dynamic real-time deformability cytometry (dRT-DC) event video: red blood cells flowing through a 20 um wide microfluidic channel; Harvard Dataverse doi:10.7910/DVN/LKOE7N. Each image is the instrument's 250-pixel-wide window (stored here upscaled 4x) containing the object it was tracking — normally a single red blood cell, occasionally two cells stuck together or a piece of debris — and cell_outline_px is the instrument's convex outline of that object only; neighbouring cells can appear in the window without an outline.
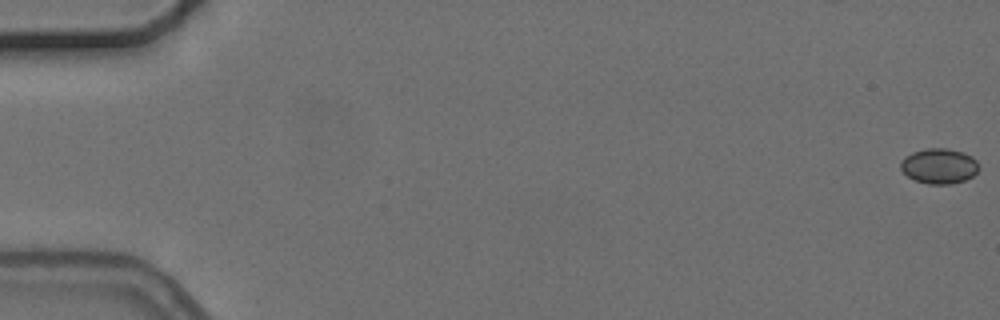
{"species": "common noctule bat (a hibernating species)", "species_latin": "Nyctalus noctula", "temperature_condition": "cold", "stored_images_in_passage": 5, "camera_frame_rate_fps": 3000, "um_per_image_px": 0.085, "animal": {"sex": "female", "body_mass_g": 24.6, "forearm_length_mm": 56.2}, "frame": {"image": 1, "passage_image": 1, "time_ms": 0.0, "image_size_px": [1000, 320], "cell_outline_px": [[980, 168], [972, 176], [964, 180], [952, 184], [928, 184], [916, 180], [908, 176], [900, 168], [900, 164], [904, 156], [912, 152], [928, 148], [944, 148], [960, 152], [972, 156], [976, 160]], "centroid_in_image_um": [79.82, 14.11], "position_along_channel_um": 5.2, "area_um2": 15.95}}
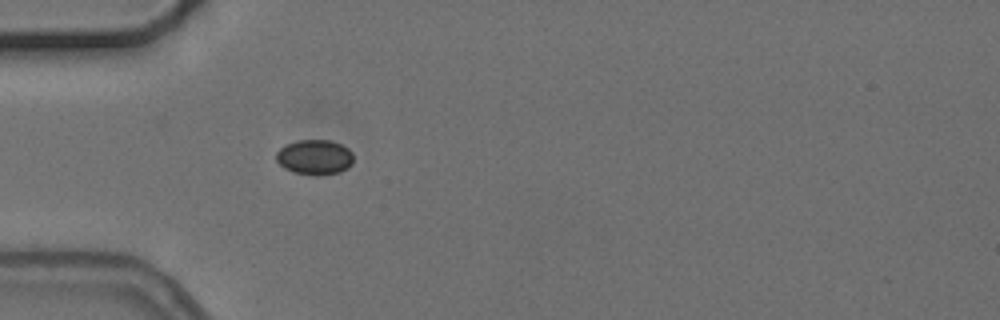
{"frame": {"image": 2, "passage_image": 5, "time_ms": 5.667, "image_size_px": [1000, 320], "cell_outline_px": [[352, 164], [348, 168], [340, 172], [296, 172], [284, 168], [276, 160], [276, 152], [280, 148], [296, 140], [332, 140], [348, 148], [352, 152]], "centroid_in_image_um": [26.75, 13.3], "position_along_channel_um": 58.3, "area_um2": 15.14}}